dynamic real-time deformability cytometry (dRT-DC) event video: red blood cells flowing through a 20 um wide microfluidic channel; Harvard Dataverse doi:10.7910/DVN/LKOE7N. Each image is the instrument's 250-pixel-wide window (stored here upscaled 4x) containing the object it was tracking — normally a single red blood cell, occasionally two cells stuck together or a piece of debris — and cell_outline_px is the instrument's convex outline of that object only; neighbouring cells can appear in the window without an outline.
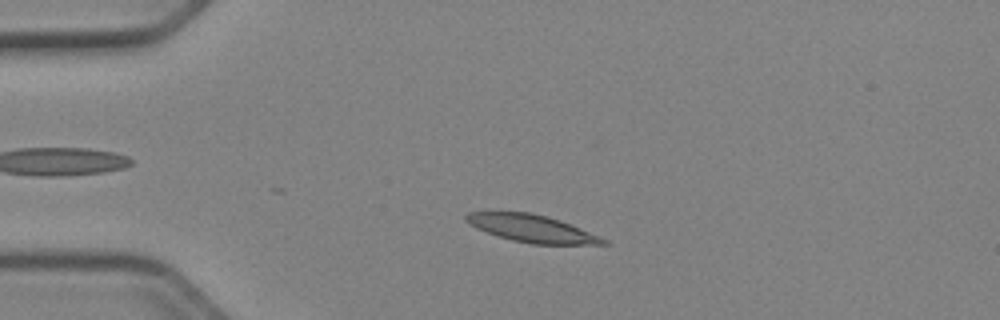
{"species": "Egyptian fruit bat (a non-hibernating species)", "species_latin": "Rousettus aegyptiacus", "temperature_condition": "cold", "stored_images_in_passage": 48, "camera_frame_rate_fps": 3000, "um_per_image_px": 0.085, "animal": {"sex": "female"}, "frame": {"image": 1, "passage_image": 8, "time_ms": 2.333, "image_size_px": [1000, 320], "cell_outline_px": [[608, 244], [532, 244], [512, 240], [476, 228], [464, 220], [464, 216], [468, 212], [532, 212], [548, 216], [560, 220], [580, 228], [608, 240]], "centroid_in_image_um": [45.19, 19.41], "position_along_channel_um": 39.8, "area_um2": 21.68}}
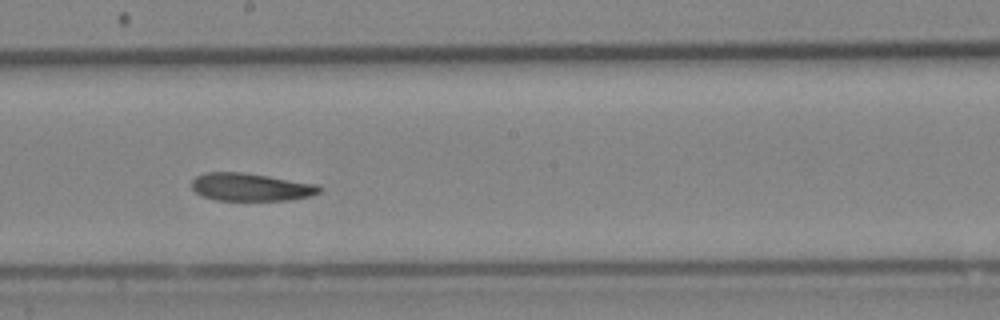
{"frame": {"image": 2, "passage_image": 25, "time_ms": 8.0, "image_size_px": [1000, 320], "cell_outline_px": [[324, 188], [320, 192], [312, 196], [288, 200], [216, 200], [204, 196], [196, 192], [192, 188], [192, 180], [196, 176], [204, 172], [240, 172], [268, 176], [320, 184]], "centroid_in_image_um": [21.37, 15.9], "position_along_channel_um": 226.8, "area_um2": 20.81}}
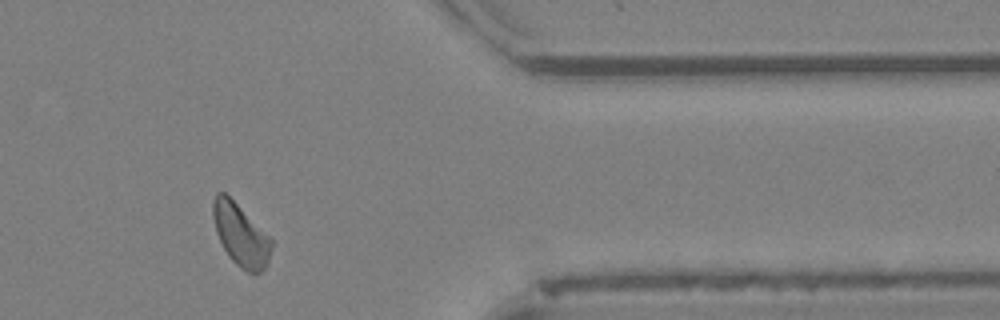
{"frame": {"image": 3, "passage_image": 39, "time_ms": 12.667, "image_size_px": [1000, 320], "cell_outline_px": [[272, 248], [268, 264], [260, 272], [248, 272], [240, 268], [228, 256], [216, 232], [212, 216], [212, 200], [216, 192], [224, 192], [272, 240]], "centroid_in_image_um": [20.43, 19.98], "position_along_channel_um": 391.0, "area_um2": 20.75}, "authors_computed_cell_mechanics": {"area_um2": 21.5016, "velocity_mm_per_s": 3.9031, "shape_relaxation_time_tau1_ms": 3.8182, "shape_relaxation_time_tau2_ms": 5.4447, "deformation_change_tau1": 0.119, "deformation_change_tau2": 0.135}}